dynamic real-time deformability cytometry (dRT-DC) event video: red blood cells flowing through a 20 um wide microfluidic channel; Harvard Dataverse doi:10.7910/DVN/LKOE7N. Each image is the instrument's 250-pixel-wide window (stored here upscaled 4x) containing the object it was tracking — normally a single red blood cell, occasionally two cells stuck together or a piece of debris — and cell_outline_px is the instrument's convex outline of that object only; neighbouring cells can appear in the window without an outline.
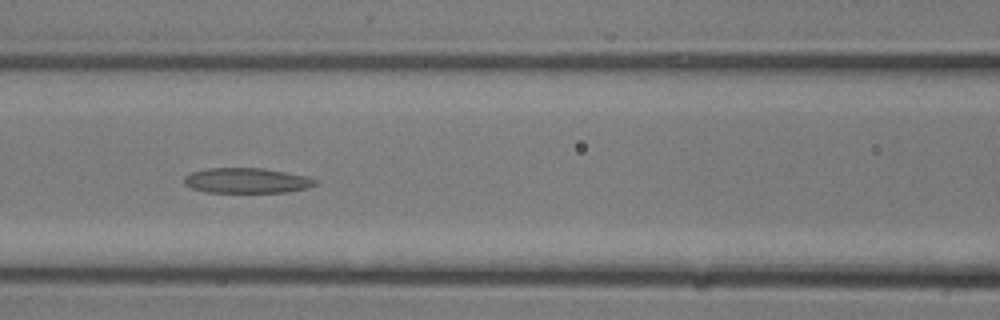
{"species": "common noctule bat (a hibernating species)", "species_latin": "Nyctalus noctula", "temperature_condition": "room temperature", "stored_images_in_passage": 11, "camera_frame_rate_fps": 3000, "um_per_image_px": 0.085, "animal": {"sex": "male", "body_mass_g": 13.3}, "frame": {"image": 1, "passage_image": 10, "time_ms": 3.0, "image_size_px": [1000, 320], "cell_outline_px": [[320, 184], [308, 188], [288, 192], [204, 192], [192, 188], [184, 184], [184, 176], [192, 172], [208, 168], [264, 168], [308, 176], [316, 180]], "centroid_in_image_um": [21.01, 15.35], "position_along_channel_um": 145.6, "area_um2": 19.42}}